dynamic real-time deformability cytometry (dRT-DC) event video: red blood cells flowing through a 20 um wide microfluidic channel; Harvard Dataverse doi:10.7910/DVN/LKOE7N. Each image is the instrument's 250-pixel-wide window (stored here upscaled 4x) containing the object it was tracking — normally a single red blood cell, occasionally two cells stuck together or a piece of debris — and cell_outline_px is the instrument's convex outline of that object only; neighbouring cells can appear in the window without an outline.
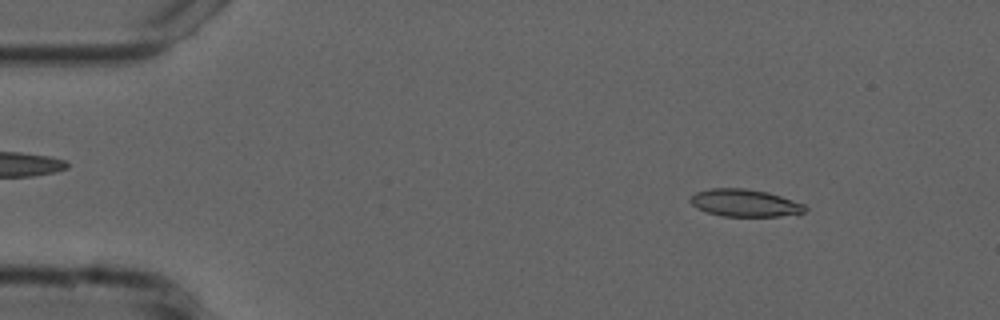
{"species": "common noctule bat (a hibernating species)", "species_latin": "Nyctalus noctula", "temperature_condition": "cold", "stored_images_in_passage": 15, "camera_frame_rate_fps": 3000, "um_per_image_px": 0.085, "animal": {"sex": "male", "forearm_length_mm": 52.5}, "frame": {"image": 1, "passage_image": 6, "time_ms": 1.667, "image_size_px": [1000, 320], "cell_outline_px": [[808, 208], [800, 216], [724, 216], [708, 212], [696, 208], [688, 200], [696, 192], [708, 188], [744, 188], [768, 192], [804, 204]], "centroid_in_image_um": [63.35, 17.26], "position_along_channel_um": 21.6, "area_um2": 18.5}}